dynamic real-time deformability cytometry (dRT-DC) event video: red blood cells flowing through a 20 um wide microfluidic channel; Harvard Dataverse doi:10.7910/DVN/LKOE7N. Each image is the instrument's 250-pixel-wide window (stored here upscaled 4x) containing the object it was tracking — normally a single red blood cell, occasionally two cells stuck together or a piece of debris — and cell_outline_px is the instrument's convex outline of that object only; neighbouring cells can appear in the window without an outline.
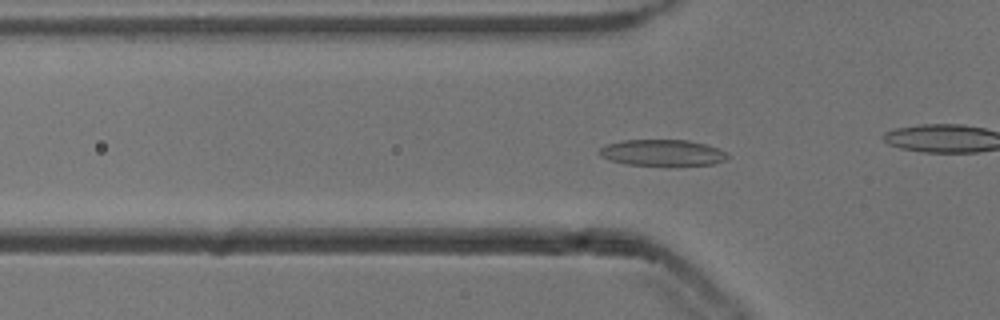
{"species": "common noctule bat (a hibernating species)", "species_latin": "Nyctalus noctula", "temperature_condition": "cold", "stored_images_in_passage": 55, "camera_frame_rate_fps": 3000, "um_per_image_px": 0.085, "animal": {"sex": "male", "body_mass_g": 13.3}, "frame": {"image": 1, "passage_image": 18, "time_ms": 5.667, "image_size_px": [1000, 320], "cell_outline_px": [[728, 156], [724, 160], [712, 164], [624, 164], [600, 156], [596, 152], [600, 148], [608, 144], [624, 140], [688, 140], [704, 144], [728, 152]], "centroid_in_image_um": [56.26, 12.96], "position_along_channel_um": 69.5, "area_um2": 19.07}}
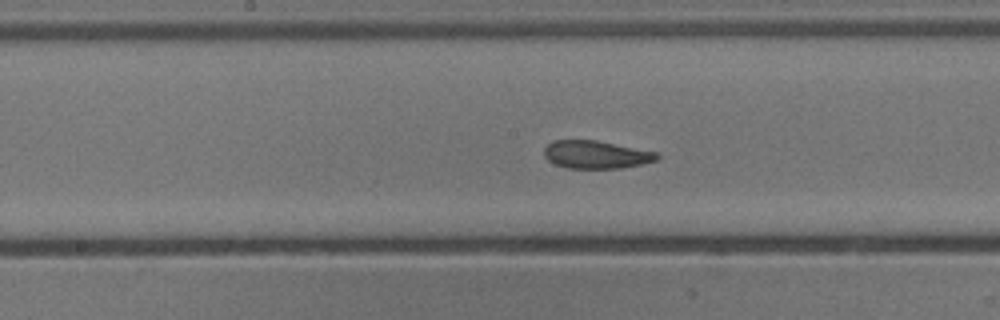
{"frame": {"image": 2, "passage_image": 28, "time_ms": 9.0, "image_size_px": [1000, 320], "cell_outline_px": [[660, 156], [656, 160], [640, 164], [620, 168], [568, 168], [556, 164], [548, 160], [544, 156], [544, 148], [552, 140], [596, 140], [656, 152]], "centroid_in_image_um": [50.63, 13.13], "position_along_channel_um": 197.6, "area_um2": 18.15}}
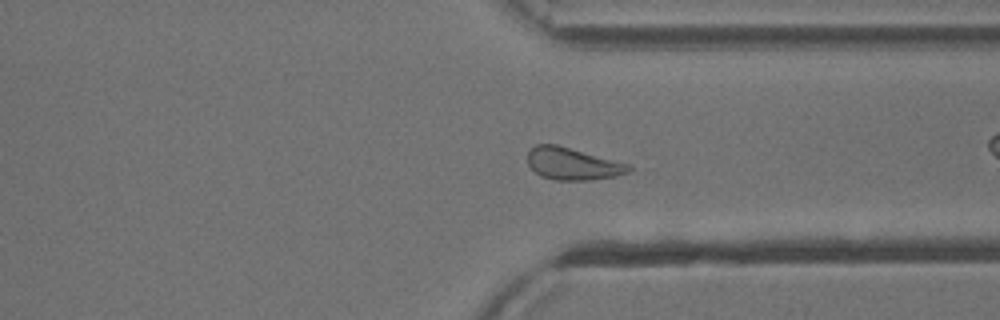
{"frame": {"image": 3, "passage_image": 41, "time_ms": 13.333, "image_size_px": [1000, 320], "cell_outline_px": [[632, 168], [628, 172], [616, 176], [592, 180], [556, 180], [540, 176], [528, 164], [528, 152], [536, 144], [556, 144], [632, 164]], "centroid_in_image_um": [48.71, 13.92], "position_along_channel_um": 362.7, "area_um2": 19.07}, "authors_computed_cell_mechanics": {"area_um2": 19.7676, "velocity_mm_per_s": 3.8191, "shape_relaxation_time_tau1_ms": 6.1298, "shape_relaxation_time_tau2_ms": 2.119, "deformation_change_tau1": 0.1567, "deformation_change_tau2": 0.093}}